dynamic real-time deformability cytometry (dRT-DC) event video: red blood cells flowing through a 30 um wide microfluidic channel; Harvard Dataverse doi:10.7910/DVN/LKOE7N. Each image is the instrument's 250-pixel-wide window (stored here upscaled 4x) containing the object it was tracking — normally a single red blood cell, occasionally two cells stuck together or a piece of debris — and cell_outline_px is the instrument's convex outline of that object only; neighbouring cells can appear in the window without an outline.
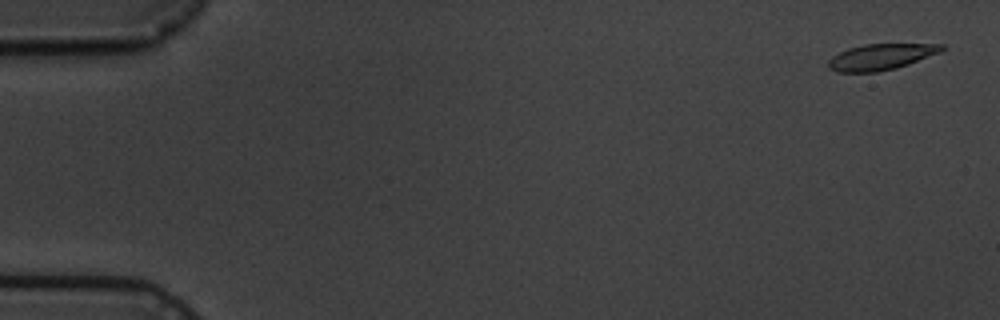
{"species": "common noctule bat (a hibernating species)", "species_latin": "Nyctalus noctula", "temperature_condition": "cold", "stored_images_in_passage": 15, "camera_frame_rate_fps": 3000, "um_per_image_px": 0.085, "animal": {"sex": "male", "body_mass_g": 19.5, "forearm_length_mm": 54.6}, "frame": {"image": 1, "passage_image": 1, "time_ms": 0.0, "image_size_px": [1000, 320], "cell_outline_px": [[948, 48], [940, 52], [908, 64], [896, 68], [876, 72], [836, 72], [828, 68], [828, 60], [832, 56], [848, 48], [864, 44], [944, 44]], "centroid_in_image_um": [74.87, 4.83], "position_along_channel_um": 10.1, "area_um2": 17.22}}
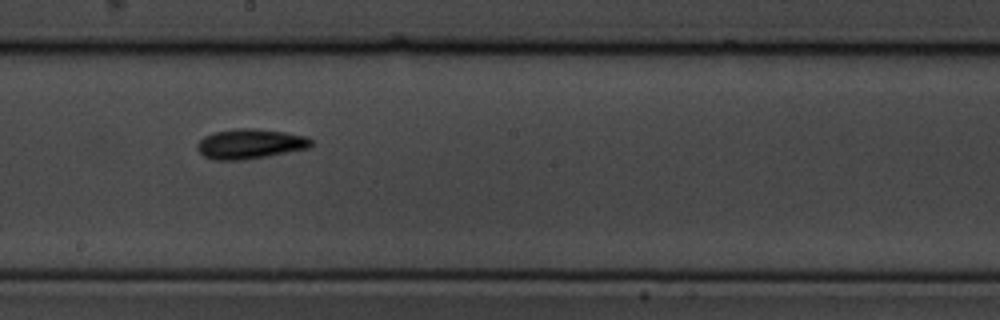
{"frame": {"image": 2, "passage_image": 9, "time_ms": 10.0, "image_size_px": [1000, 320], "cell_outline_px": [[312, 144], [308, 148], [268, 156], [244, 160], [212, 160], [204, 156], [196, 148], [196, 144], [204, 136], [212, 132], [236, 128], [256, 128], [284, 132], [308, 136], [312, 140]], "centroid_in_image_um": [21.23, 12.22], "position_along_channel_um": 227.0, "area_um2": 20.06}}
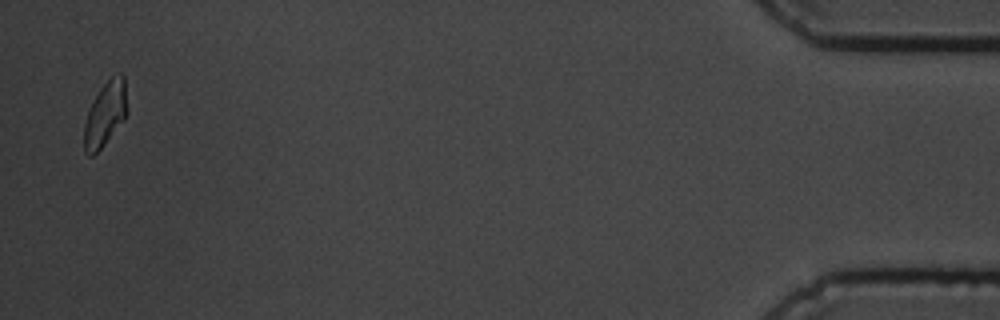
{"frame": {"image": 3, "passage_image": 15, "time_ms": 18.0, "image_size_px": [1000, 320], "cell_outline_px": [[128, 112], [124, 120], [104, 144], [92, 156], [88, 156], [84, 152], [84, 124], [92, 100], [100, 88], [112, 76], [120, 72], [124, 76], [128, 108]], "centroid_in_image_um": [8.96, 9.67], "position_along_channel_um": 426.2, "area_um2": 16.3}, "authors_computed_cell_mechanics": {"area_um2": 18.0336, "velocity_mm_per_s": 3.543, "shape_relaxation_time_tau1_ms": 6.6248, "shape_relaxation_time_tau2_ms": 5.8831, "deformation_change_tau1": 0.1621, "deformation_change_tau2": 0.1371}}